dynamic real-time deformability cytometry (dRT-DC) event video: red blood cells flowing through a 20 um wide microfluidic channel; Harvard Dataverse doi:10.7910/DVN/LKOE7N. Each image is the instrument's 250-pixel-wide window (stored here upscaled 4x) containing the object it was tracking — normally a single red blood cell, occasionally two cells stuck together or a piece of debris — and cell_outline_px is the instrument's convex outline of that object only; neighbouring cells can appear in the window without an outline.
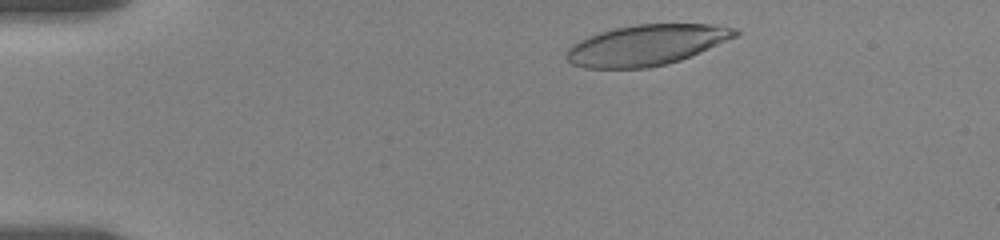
{"species": "human", "species_latin": "Homo sapiens", "temperature_condition": "room temperature", "stored_images_in_passage": 21, "camera_frame_rate_fps": 3000, "um_per_image_px": 0.085, "donor": {"sex": "female"}, "frame": {"image": 1, "passage_image": 1, "time_ms": 0.0, "image_size_px": [1000, 240], "cell_outline_px": [[740, 32], [736, 36], [700, 52], [680, 60], [668, 64], [648, 68], [584, 68], [572, 64], [568, 60], [568, 48], [572, 44], [588, 36], [600, 32], [616, 28], [636, 24], [712, 24], [736, 28]], "centroid_in_image_um": [54.95, 3.83], "position_along_channel_um": 30.0, "area_um2": 39.71}}
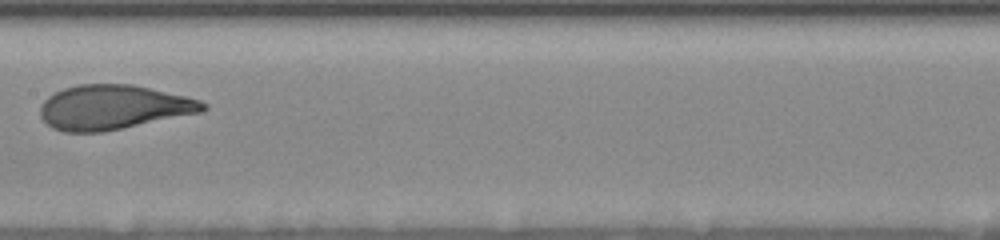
{"frame": {"image": 2, "passage_image": 11, "time_ms": 6.667, "image_size_px": [1000, 240], "cell_outline_px": [[208, 108], [204, 112], [104, 132], [64, 132], [52, 128], [40, 116], [40, 104], [48, 96], [64, 88], [80, 84], [132, 84], [184, 96], [200, 100], [208, 104]], "centroid_in_image_um": [9.64, 9.13], "position_along_channel_um": 197.8, "area_um2": 42.37}}
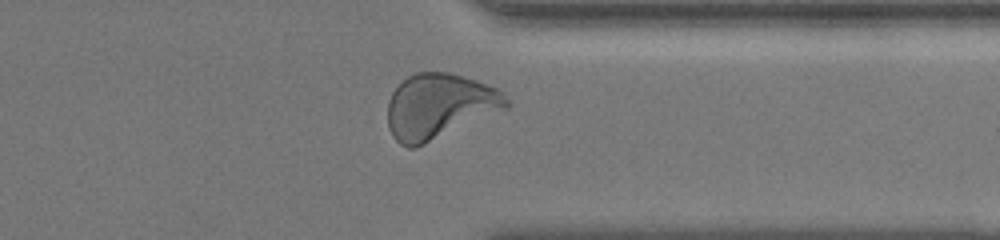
{"frame": {"image": 3, "passage_image": 19, "time_ms": 11.667, "image_size_px": [1000, 240], "cell_outline_px": [[512, 104], [508, 108], [416, 148], [408, 148], [400, 144], [392, 136], [388, 128], [388, 100], [392, 92], [408, 76], [416, 72], [448, 72], [476, 80], [500, 88], [504, 92]], "centroid_in_image_um": [37.37, 9.03], "position_along_channel_um": 374.0, "area_um2": 45.43}, "authors_computed_cell_mechanics": {"area_um2": 41.8472, "velocity_mm_per_s": 3.5425, "shape_relaxation_time_tau1_ms": 4.6998, "shape_relaxation_time_tau2_ms": 0.9492, "deformation_change_tau1": 0.2102, "deformation_change_tau2": 0.0769}}